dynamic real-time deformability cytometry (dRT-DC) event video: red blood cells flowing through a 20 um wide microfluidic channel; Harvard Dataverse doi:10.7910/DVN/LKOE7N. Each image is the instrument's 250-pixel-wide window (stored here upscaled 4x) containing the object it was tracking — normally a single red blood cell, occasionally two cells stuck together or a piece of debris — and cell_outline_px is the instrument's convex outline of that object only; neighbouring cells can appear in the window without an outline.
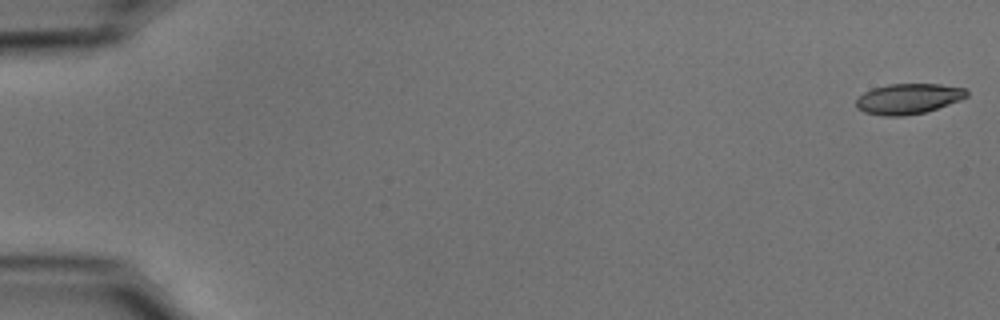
{"species": "common noctule bat (a hibernating species)", "species_latin": "Nyctalus noctula", "temperature_condition": "cold", "stored_images_in_passage": 55, "camera_frame_rate_fps": 3000, "um_per_image_px": 0.085, "animal": {"sex": "male", "body_mass_g": 15.6}, "frame": {"image": 1, "passage_image": 1, "time_ms": 0.0, "image_size_px": [1000, 320], "cell_outline_px": [[968, 96], [960, 100], [924, 112], [904, 116], [884, 116], [864, 112], [856, 108], [856, 100], [864, 92], [872, 88], [888, 84], [940, 84], [964, 88], [968, 92]], "centroid_in_image_um": [77.18, 8.39], "position_along_channel_um": 7.8, "area_um2": 19.54}}
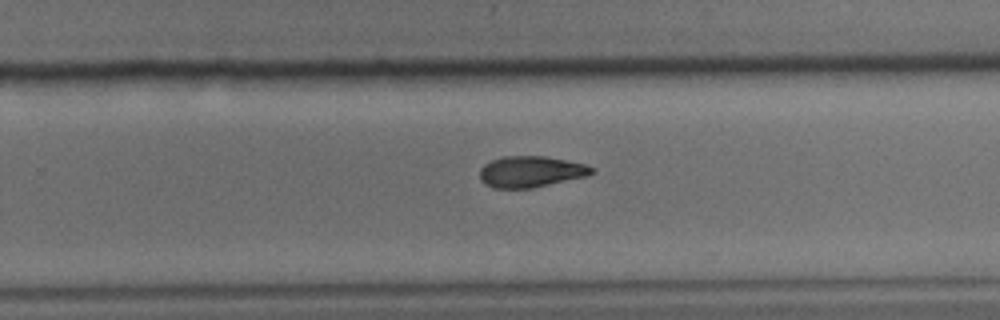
{"frame": {"image": 2, "passage_image": 36, "time_ms": 11.667, "image_size_px": [1000, 320], "cell_outline_px": [[596, 172], [584, 176], [532, 188], [492, 188], [484, 184], [480, 180], [480, 168], [484, 164], [492, 160], [504, 156], [544, 156], [568, 160], [584, 164], [596, 168]], "centroid_in_image_um": [45.1, 14.59], "position_along_channel_um": 284.7, "area_um2": 20.35}}
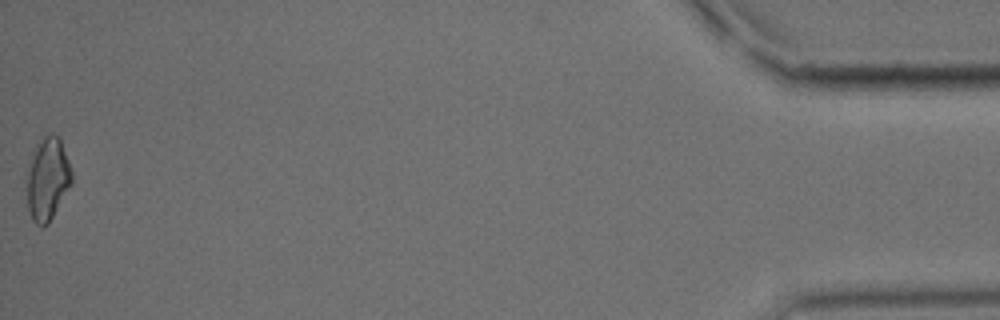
{"frame": {"image": 3, "passage_image": 55, "time_ms": 18.0, "image_size_px": [1000, 320], "cell_outline_px": [[72, 184], [48, 224], [36, 224], [32, 220], [28, 208], [24, 180], [32, 152], [36, 144], [48, 132], [52, 132], [60, 136], [72, 172]], "centroid_in_image_um": [4.01, 15.16], "position_along_channel_um": 431.2, "area_um2": 22.25}, "authors_computed_cell_mechanics": {"area_um2": 20.6924, "velocity_mm_per_s": 3.7042, "shape_relaxation_time_tau1_ms": 4.2743, "shape_relaxation_time_tau2_ms": null, "deformation_change_tau1": 0.1207, "deformation_change_tau2": null}}